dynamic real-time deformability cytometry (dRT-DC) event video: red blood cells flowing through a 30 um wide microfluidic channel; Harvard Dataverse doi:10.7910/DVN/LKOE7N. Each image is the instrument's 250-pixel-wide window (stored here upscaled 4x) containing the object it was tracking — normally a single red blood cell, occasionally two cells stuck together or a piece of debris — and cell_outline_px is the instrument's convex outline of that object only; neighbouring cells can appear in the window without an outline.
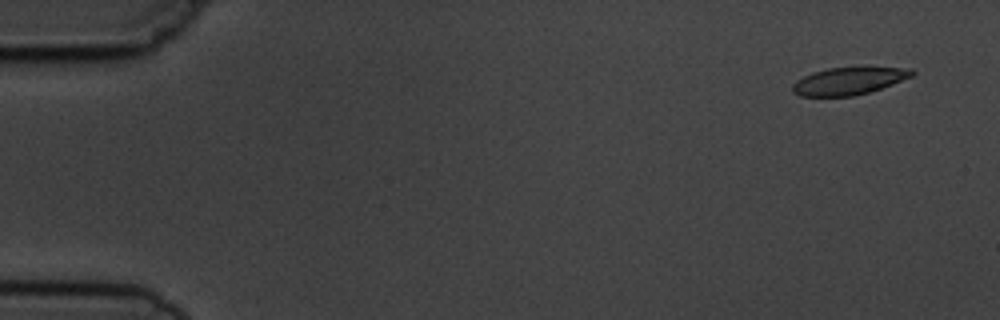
{"species": "common noctule bat (a hibernating species)", "species_latin": "Nyctalus noctula", "temperature_condition": "cold", "stored_images_in_passage": 6, "camera_frame_rate_fps": 3000, "um_per_image_px": 0.085, "animal": {"sex": "male", "body_mass_g": 19.5, "forearm_length_mm": 54.6}, "frame": {"image": 1, "passage_image": 1, "time_ms": 0.0, "image_size_px": [1000, 320], "cell_outline_px": [[916, 72], [912, 76], [892, 84], [868, 92], [852, 96], [800, 96], [792, 92], [792, 84], [796, 80], [812, 72], [828, 68], [868, 64], [912, 68]], "centroid_in_image_um": [72.21, 6.82], "position_along_channel_um": 12.8, "area_um2": 20.0}}
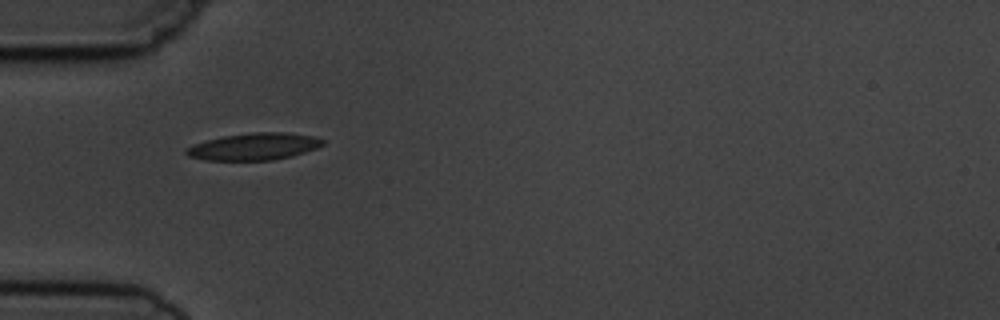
{"frame": {"image": 2, "passage_image": 5, "time_ms": 4.667, "image_size_px": [1000, 320], "cell_outline_px": [[324, 144], [316, 148], [292, 156], [272, 160], [204, 160], [188, 156], [184, 152], [184, 148], [192, 144], [224, 136], [252, 132], [284, 132], [316, 136], [324, 140]], "centroid_in_image_um": [21.58, 12.45], "position_along_channel_um": 63.4, "area_um2": 21.56}}
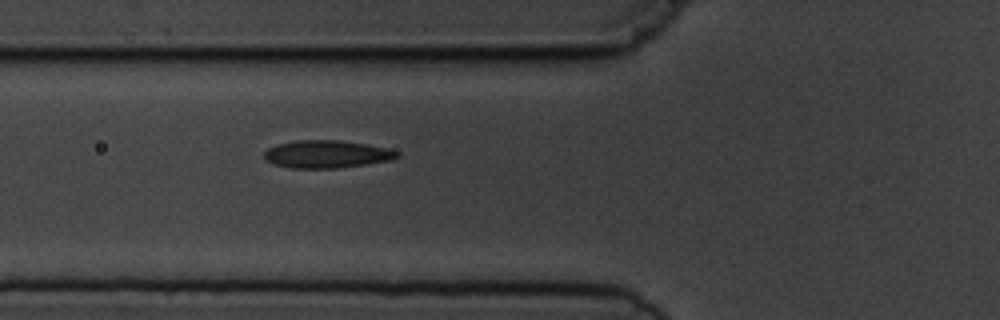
{"frame": {"image": 3, "passage_image": 6, "time_ms": 5.667, "image_size_px": [1000, 320], "cell_outline_px": [[400, 156], [392, 160], [368, 164], [340, 168], [292, 168], [272, 164], [264, 160], [264, 152], [268, 148], [276, 144], [296, 140], [340, 140], [388, 148], [400, 152]], "centroid_in_image_um": [27.76, 13.11], "position_along_channel_um": 98.0, "area_um2": 21.68}}